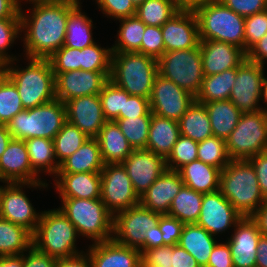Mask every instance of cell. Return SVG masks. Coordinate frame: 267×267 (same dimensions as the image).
<instances>
[{
  "label": "cell",
  "mask_w": 267,
  "mask_h": 267,
  "mask_svg": "<svg viewBox=\"0 0 267 267\" xmlns=\"http://www.w3.org/2000/svg\"><path fill=\"white\" fill-rule=\"evenodd\" d=\"M172 267H200L195 258L180 245L171 246Z\"/></svg>",
  "instance_id": "6125c7cd"
},
{
  "label": "cell",
  "mask_w": 267,
  "mask_h": 267,
  "mask_svg": "<svg viewBox=\"0 0 267 267\" xmlns=\"http://www.w3.org/2000/svg\"><path fill=\"white\" fill-rule=\"evenodd\" d=\"M203 200V194L183 185L174 197L167 215L177 218L184 224L196 223Z\"/></svg>",
  "instance_id": "74e56055"
},
{
  "label": "cell",
  "mask_w": 267,
  "mask_h": 267,
  "mask_svg": "<svg viewBox=\"0 0 267 267\" xmlns=\"http://www.w3.org/2000/svg\"><path fill=\"white\" fill-rule=\"evenodd\" d=\"M220 2L244 18L267 10V0H220Z\"/></svg>",
  "instance_id": "6f0895ef"
},
{
  "label": "cell",
  "mask_w": 267,
  "mask_h": 267,
  "mask_svg": "<svg viewBox=\"0 0 267 267\" xmlns=\"http://www.w3.org/2000/svg\"><path fill=\"white\" fill-rule=\"evenodd\" d=\"M92 267H141V252L138 249L123 246L113 239L93 243L86 251Z\"/></svg>",
  "instance_id": "d4e9b609"
},
{
  "label": "cell",
  "mask_w": 267,
  "mask_h": 267,
  "mask_svg": "<svg viewBox=\"0 0 267 267\" xmlns=\"http://www.w3.org/2000/svg\"><path fill=\"white\" fill-rule=\"evenodd\" d=\"M179 10L177 0H145L136 8V16L148 26L161 27Z\"/></svg>",
  "instance_id": "ab89813d"
},
{
  "label": "cell",
  "mask_w": 267,
  "mask_h": 267,
  "mask_svg": "<svg viewBox=\"0 0 267 267\" xmlns=\"http://www.w3.org/2000/svg\"><path fill=\"white\" fill-rule=\"evenodd\" d=\"M164 52L165 47L161 27L146 25L141 42L140 53L149 55L158 60Z\"/></svg>",
  "instance_id": "816d5d0a"
},
{
  "label": "cell",
  "mask_w": 267,
  "mask_h": 267,
  "mask_svg": "<svg viewBox=\"0 0 267 267\" xmlns=\"http://www.w3.org/2000/svg\"><path fill=\"white\" fill-rule=\"evenodd\" d=\"M78 4L68 15L64 46L83 49L94 43L92 38L93 21L81 12Z\"/></svg>",
  "instance_id": "e575fe53"
},
{
  "label": "cell",
  "mask_w": 267,
  "mask_h": 267,
  "mask_svg": "<svg viewBox=\"0 0 267 267\" xmlns=\"http://www.w3.org/2000/svg\"><path fill=\"white\" fill-rule=\"evenodd\" d=\"M225 142L231 160H248L267 151V114L262 110L242 113Z\"/></svg>",
  "instance_id": "30bf717a"
},
{
  "label": "cell",
  "mask_w": 267,
  "mask_h": 267,
  "mask_svg": "<svg viewBox=\"0 0 267 267\" xmlns=\"http://www.w3.org/2000/svg\"><path fill=\"white\" fill-rule=\"evenodd\" d=\"M0 267H24L23 254L0 256Z\"/></svg>",
  "instance_id": "8c879c8a"
},
{
  "label": "cell",
  "mask_w": 267,
  "mask_h": 267,
  "mask_svg": "<svg viewBox=\"0 0 267 267\" xmlns=\"http://www.w3.org/2000/svg\"><path fill=\"white\" fill-rule=\"evenodd\" d=\"M121 164L138 197L142 196L167 169L166 160L162 156L146 149L133 150Z\"/></svg>",
  "instance_id": "ac0fdd59"
},
{
  "label": "cell",
  "mask_w": 267,
  "mask_h": 267,
  "mask_svg": "<svg viewBox=\"0 0 267 267\" xmlns=\"http://www.w3.org/2000/svg\"><path fill=\"white\" fill-rule=\"evenodd\" d=\"M184 185L180 174L176 170L166 169L159 178L139 197V203L146 209L168 214L174 197Z\"/></svg>",
  "instance_id": "cb8c5ba5"
},
{
  "label": "cell",
  "mask_w": 267,
  "mask_h": 267,
  "mask_svg": "<svg viewBox=\"0 0 267 267\" xmlns=\"http://www.w3.org/2000/svg\"><path fill=\"white\" fill-rule=\"evenodd\" d=\"M103 115L107 121H115L120 112H124L125 90L118 87L110 79L99 93Z\"/></svg>",
  "instance_id": "f6af8a7d"
},
{
  "label": "cell",
  "mask_w": 267,
  "mask_h": 267,
  "mask_svg": "<svg viewBox=\"0 0 267 267\" xmlns=\"http://www.w3.org/2000/svg\"><path fill=\"white\" fill-rule=\"evenodd\" d=\"M66 121L65 103L55 99L34 108L24 109L6 125L13 139L40 137L53 140Z\"/></svg>",
  "instance_id": "52a82bcc"
},
{
  "label": "cell",
  "mask_w": 267,
  "mask_h": 267,
  "mask_svg": "<svg viewBox=\"0 0 267 267\" xmlns=\"http://www.w3.org/2000/svg\"><path fill=\"white\" fill-rule=\"evenodd\" d=\"M26 252L23 253L24 267H56L57 258L40 252L33 245Z\"/></svg>",
  "instance_id": "91938a15"
},
{
  "label": "cell",
  "mask_w": 267,
  "mask_h": 267,
  "mask_svg": "<svg viewBox=\"0 0 267 267\" xmlns=\"http://www.w3.org/2000/svg\"><path fill=\"white\" fill-rule=\"evenodd\" d=\"M158 74L196 97L204 77L200 46L164 52L158 59Z\"/></svg>",
  "instance_id": "9c48e42d"
},
{
  "label": "cell",
  "mask_w": 267,
  "mask_h": 267,
  "mask_svg": "<svg viewBox=\"0 0 267 267\" xmlns=\"http://www.w3.org/2000/svg\"><path fill=\"white\" fill-rule=\"evenodd\" d=\"M121 22L112 52H139L146 24L136 15L119 19Z\"/></svg>",
  "instance_id": "f35d334b"
},
{
  "label": "cell",
  "mask_w": 267,
  "mask_h": 267,
  "mask_svg": "<svg viewBox=\"0 0 267 267\" xmlns=\"http://www.w3.org/2000/svg\"><path fill=\"white\" fill-rule=\"evenodd\" d=\"M264 66L245 59L238 67L229 100L242 112L253 113L261 110L259 101L265 79Z\"/></svg>",
  "instance_id": "5bb4252c"
},
{
  "label": "cell",
  "mask_w": 267,
  "mask_h": 267,
  "mask_svg": "<svg viewBox=\"0 0 267 267\" xmlns=\"http://www.w3.org/2000/svg\"><path fill=\"white\" fill-rule=\"evenodd\" d=\"M0 182H46L32 169L24 140L12 139L0 157Z\"/></svg>",
  "instance_id": "ffe728a7"
},
{
  "label": "cell",
  "mask_w": 267,
  "mask_h": 267,
  "mask_svg": "<svg viewBox=\"0 0 267 267\" xmlns=\"http://www.w3.org/2000/svg\"><path fill=\"white\" fill-rule=\"evenodd\" d=\"M243 216L222 195L221 191L203 194L201 211L196 222L211 235L217 236L234 228Z\"/></svg>",
  "instance_id": "e0dca14e"
},
{
  "label": "cell",
  "mask_w": 267,
  "mask_h": 267,
  "mask_svg": "<svg viewBox=\"0 0 267 267\" xmlns=\"http://www.w3.org/2000/svg\"><path fill=\"white\" fill-rule=\"evenodd\" d=\"M214 237L196 223L185 224L178 245L188 251L200 267H206L217 243Z\"/></svg>",
  "instance_id": "4dcf8cb0"
},
{
  "label": "cell",
  "mask_w": 267,
  "mask_h": 267,
  "mask_svg": "<svg viewBox=\"0 0 267 267\" xmlns=\"http://www.w3.org/2000/svg\"><path fill=\"white\" fill-rule=\"evenodd\" d=\"M96 3L107 18L111 17L116 21L136 15V7L131 0H96Z\"/></svg>",
  "instance_id": "f5cc1de1"
},
{
  "label": "cell",
  "mask_w": 267,
  "mask_h": 267,
  "mask_svg": "<svg viewBox=\"0 0 267 267\" xmlns=\"http://www.w3.org/2000/svg\"><path fill=\"white\" fill-rule=\"evenodd\" d=\"M180 135L201 142L213 136L210 119L204 104L196 100L179 119Z\"/></svg>",
  "instance_id": "d6a6232c"
},
{
  "label": "cell",
  "mask_w": 267,
  "mask_h": 267,
  "mask_svg": "<svg viewBox=\"0 0 267 267\" xmlns=\"http://www.w3.org/2000/svg\"><path fill=\"white\" fill-rule=\"evenodd\" d=\"M107 48H102L99 44L94 43L80 49L81 70L111 71L112 49Z\"/></svg>",
  "instance_id": "bcb514c9"
},
{
  "label": "cell",
  "mask_w": 267,
  "mask_h": 267,
  "mask_svg": "<svg viewBox=\"0 0 267 267\" xmlns=\"http://www.w3.org/2000/svg\"><path fill=\"white\" fill-rule=\"evenodd\" d=\"M257 247L255 267H267V237L261 236Z\"/></svg>",
  "instance_id": "89a4df30"
},
{
  "label": "cell",
  "mask_w": 267,
  "mask_h": 267,
  "mask_svg": "<svg viewBox=\"0 0 267 267\" xmlns=\"http://www.w3.org/2000/svg\"><path fill=\"white\" fill-rule=\"evenodd\" d=\"M141 267H172L171 245L144 250L141 253Z\"/></svg>",
  "instance_id": "db71d44e"
},
{
  "label": "cell",
  "mask_w": 267,
  "mask_h": 267,
  "mask_svg": "<svg viewBox=\"0 0 267 267\" xmlns=\"http://www.w3.org/2000/svg\"><path fill=\"white\" fill-rule=\"evenodd\" d=\"M261 233L251 217H243L234 227V233L227 238L234 267H255L257 246Z\"/></svg>",
  "instance_id": "7402d4cb"
},
{
  "label": "cell",
  "mask_w": 267,
  "mask_h": 267,
  "mask_svg": "<svg viewBox=\"0 0 267 267\" xmlns=\"http://www.w3.org/2000/svg\"><path fill=\"white\" fill-rule=\"evenodd\" d=\"M165 52L199 46V30L193 11L180 9L161 26Z\"/></svg>",
  "instance_id": "d6986e66"
},
{
  "label": "cell",
  "mask_w": 267,
  "mask_h": 267,
  "mask_svg": "<svg viewBox=\"0 0 267 267\" xmlns=\"http://www.w3.org/2000/svg\"><path fill=\"white\" fill-rule=\"evenodd\" d=\"M111 71L74 70L54 73L56 99L66 103L76 97L99 95Z\"/></svg>",
  "instance_id": "2e32d148"
},
{
  "label": "cell",
  "mask_w": 267,
  "mask_h": 267,
  "mask_svg": "<svg viewBox=\"0 0 267 267\" xmlns=\"http://www.w3.org/2000/svg\"><path fill=\"white\" fill-rule=\"evenodd\" d=\"M67 121L90 138H95L107 122L99 95L81 96L65 103Z\"/></svg>",
  "instance_id": "44dd1931"
},
{
  "label": "cell",
  "mask_w": 267,
  "mask_h": 267,
  "mask_svg": "<svg viewBox=\"0 0 267 267\" xmlns=\"http://www.w3.org/2000/svg\"><path fill=\"white\" fill-rule=\"evenodd\" d=\"M158 60L139 52H112L109 79L129 95L150 98Z\"/></svg>",
  "instance_id": "277c9868"
},
{
  "label": "cell",
  "mask_w": 267,
  "mask_h": 267,
  "mask_svg": "<svg viewBox=\"0 0 267 267\" xmlns=\"http://www.w3.org/2000/svg\"><path fill=\"white\" fill-rule=\"evenodd\" d=\"M56 267H92V262L88 252H82L71 257L59 258Z\"/></svg>",
  "instance_id": "e7e4bbea"
},
{
  "label": "cell",
  "mask_w": 267,
  "mask_h": 267,
  "mask_svg": "<svg viewBox=\"0 0 267 267\" xmlns=\"http://www.w3.org/2000/svg\"><path fill=\"white\" fill-rule=\"evenodd\" d=\"M160 213L140 203L114 215L113 240L123 246L144 251V233L158 225Z\"/></svg>",
  "instance_id": "8fae6325"
},
{
  "label": "cell",
  "mask_w": 267,
  "mask_h": 267,
  "mask_svg": "<svg viewBox=\"0 0 267 267\" xmlns=\"http://www.w3.org/2000/svg\"><path fill=\"white\" fill-rule=\"evenodd\" d=\"M24 142L32 169L37 174L45 172L55 177L60 165L55 157L53 140L38 137L24 140Z\"/></svg>",
  "instance_id": "836d02e7"
},
{
  "label": "cell",
  "mask_w": 267,
  "mask_h": 267,
  "mask_svg": "<svg viewBox=\"0 0 267 267\" xmlns=\"http://www.w3.org/2000/svg\"><path fill=\"white\" fill-rule=\"evenodd\" d=\"M21 18L17 0H0V19Z\"/></svg>",
  "instance_id": "003e7915"
},
{
  "label": "cell",
  "mask_w": 267,
  "mask_h": 267,
  "mask_svg": "<svg viewBox=\"0 0 267 267\" xmlns=\"http://www.w3.org/2000/svg\"><path fill=\"white\" fill-rule=\"evenodd\" d=\"M196 15L200 40L223 41L245 52V18L220 1L202 5L193 11Z\"/></svg>",
  "instance_id": "ba28073f"
},
{
  "label": "cell",
  "mask_w": 267,
  "mask_h": 267,
  "mask_svg": "<svg viewBox=\"0 0 267 267\" xmlns=\"http://www.w3.org/2000/svg\"><path fill=\"white\" fill-rule=\"evenodd\" d=\"M248 161L255 169L261 193L267 200V151L254 155Z\"/></svg>",
  "instance_id": "94428289"
},
{
  "label": "cell",
  "mask_w": 267,
  "mask_h": 267,
  "mask_svg": "<svg viewBox=\"0 0 267 267\" xmlns=\"http://www.w3.org/2000/svg\"><path fill=\"white\" fill-rule=\"evenodd\" d=\"M100 173V199L113 215L139 204V197L121 163L104 164Z\"/></svg>",
  "instance_id": "4fadbf2b"
},
{
  "label": "cell",
  "mask_w": 267,
  "mask_h": 267,
  "mask_svg": "<svg viewBox=\"0 0 267 267\" xmlns=\"http://www.w3.org/2000/svg\"><path fill=\"white\" fill-rule=\"evenodd\" d=\"M206 267H234L228 243H216Z\"/></svg>",
  "instance_id": "680465c9"
},
{
  "label": "cell",
  "mask_w": 267,
  "mask_h": 267,
  "mask_svg": "<svg viewBox=\"0 0 267 267\" xmlns=\"http://www.w3.org/2000/svg\"><path fill=\"white\" fill-rule=\"evenodd\" d=\"M78 4L47 3L20 10L24 52L27 58L48 59L64 46L69 13Z\"/></svg>",
  "instance_id": "6da1fadb"
},
{
  "label": "cell",
  "mask_w": 267,
  "mask_h": 267,
  "mask_svg": "<svg viewBox=\"0 0 267 267\" xmlns=\"http://www.w3.org/2000/svg\"><path fill=\"white\" fill-rule=\"evenodd\" d=\"M115 122L134 150L146 149L151 116L118 118Z\"/></svg>",
  "instance_id": "b9f144b4"
},
{
  "label": "cell",
  "mask_w": 267,
  "mask_h": 267,
  "mask_svg": "<svg viewBox=\"0 0 267 267\" xmlns=\"http://www.w3.org/2000/svg\"><path fill=\"white\" fill-rule=\"evenodd\" d=\"M58 209L73 223L79 236L90 238L93 243L113 238L114 215L98 199L60 198Z\"/></svg>",
  "instance_id": "5b68a950"
},
{
  "label": "cell",
  "mask_w": 267,
  "mask_h": 267,
  "mask_svg": "<svg viewBox=\"0 0 267 267\" xmlns=\"http://www.w3.org/2000/svg\"><path fill=\"white\" fill-rule=\"evenodd\" d=\"M177 171L184 185L196 192L207 194L220 189L221 169L208 165L198 159L183 165Z\"/></svg>",
  "instance_id": "f1b7e54d"
},
{
  "label": "cell",
  "mask_w": 267,
  "mask_h": 267,
  "mask_svg": "<svg viewBox=\"0 0 267 267\" xmlns=\"http://www.w3.org/2000/svg\"><path fill=\"white\" fill-rule=\"evenodd\" d=\"M54 185L60 198L98 199L101 196V173H57Z\"/></svg>",
  "instance_id": "484cf974"
},
{
  "label": "cell",
  "mask_w": 267,
  "mask_h": 267,
  "mask_svg": "<svg viewBox=\"0 0 267 267\" xmlns=\"http://www.w3.org/2000/svg\"><path fill=\"white\" fill-rule=\"evenodd\" d=\"M79 237L73 223L58 209L41 211L40 221L32 234V245L42 253L59 258L84 251L76 248Z\"/></svg>",
  "instance_id": "8992f818"
},
{
  "label": "cell",
  "mask_w": 267,
  "mask_h": 267,
  "mask_svg": "<svg viewBox=\"0 0 267 267\" xmlns=\"http://www.w3.org/2000/svg\"><path fill=\"white\" fill-rule=\"evenodd\" d=\"M237 68L203 77L201 89L196 96L199 103L228 100L236 79Z\"/></svg>",
  "instance_id": "8d00e7d4"
},
{
  "label": "cell",
  "mask_w": 267,
  "mask_h": 267,
  "mask_svg": "<svg viewBox=\"0 0 267 267\" xmlns=\"http://www.w3.org/2000/svg\"><path fill=\"white\" fill-rule=\"evenodd\" d=\"M27 59L26 68L11 66L15 64L13 61L0 67V71L16 86L24 109L34 108L56 99L55 75L49 59Z\"/></svg>",
  "instance_id": "7a4b0ae2"
},
{
  "label": "cell",
  "mask_w": 267,
  "mask_h": 267,
  "mask_svg": "<svg viewBox=\"0 0 267 267\" xmlns=\"http://www.w3.org/2000/svg\"><path fill=\"white\" fill-rule=\"evenodd\" d=\"M179 136L180 130L177 121L152 113L146 150L152 151L166 160Z\"/></svg>",
  "instance_id": "4316f807"
},
{
  "label": "cell",
  "mask_w": 267,
  "mask_h": 267,
  "mask_svg": "<svg viewBox=\"0 0 267 267\" xmlns=\"http://www.w3.org/2000/svg\"><path fill=\"white\" fill-rule=\"evenodd\" d=\"M21 33V18L0 19V67L10 61L18 60L17 57L11 56L6 51L22 35Z\"/></svg>",
  "instance_id": "c3c4849f"
},
{
  "label": "cell",
  "mask_w": 267,
  "mask_h": 267,
  "mask_svg": "<svg viewBox=\"0 0 267 267\" xmlns=\"http://www.w3.org/2000/svg\"><path fill=\"white\" fill-rule=\"evenodd\" d=\"M150 102L148 98L136 95H129L125 91L124 112H120L119 118H133L151 116Z\"/></svg>",
  "instance_id": "9f6ffc18"
},
{
  "label": "cell",
  "mask_w": 267,
  "mask_h": 267,
  "mask_svg": "<svg viewBox=\"0 0 267 267\" xmlns=\"http://www.w3.org/2000/svg\"><path fill=\"white\" fill-rule=\"evenodd\" d=\"M202 104L207 109L213 136L226 140L238 124L242 112L229 99Z\"/></svg>",
  "instance_id": "1f68e13d"
},
{
  "label": "cell",
  "mask_w": 267,
  "mask_h": 267,
  "mask_svg": "<svg viewBox=\"0 0 267 267\" xmlns=\"http://www.w3.org/2000/svg\"><path fill=\"white\" fill-rule=\"evenodd\" d=\"M144 237V250L163 246L162 232L158 225L146 230Z\"/></svg>",
  "instance_id": "03108f58"
},
{
  "label": "cell",
  "mask_w": 267,
  "mask_h": 267,
  "mask_svg": "<svg viewBox=\"0 0 267 267\" xmlns=\"http://www.w3.org/2000/svg\"><path fill=\"white\" fill-rule=\"evenodd\" d=\"M104 162L96 138H88L80 148L66 158L57 173L101 172Z\"/></svg>",
  "instance_id": "f546056e"
},
{
  "label": "cell",
  "mask_w": 267,
  "mask_h": 267,
  "mask_svg": "<svg viewBox=\"0 0 267 267\" xmlns=\"http://www.w3.org/2000/svg\"><path fill=\"white\" fill-rule=\"evenodd\" d=\"M12 136L8 131L6 124H0V157L6 150L9 142L12 140Z\"/></svg>",
  "instance_id": "753ad0ef"
},
{
  "label": "cell",
  "mask_w": 267,
  "mask_h": 267,
  "mask_svg": "<svg viewBox=\"0 0 267 267\" xmlns=\"http://www.w3.org/2000/svg\"><path fill=\"white\" fill-rule=\"evenodd\" d=\"M48 59L54 73L81 70L80 49L62 46Z\"/></svg>",
  "instance_id": "681fc988"
},
{
  "label": "cell",
  "mask_w": 267,
  "mask_h": 267,
  "mask_svg": "<svg viewBox=\"0 0 267 267\" xmlns=\"http://www.w3.org/2000/svg\"><path fill=\"white\" fill-rule=\"evenodd\" d=\"M246 59L264 66L267 60V33L246 53Z\"/></svg>",
  "instance_id": "be15d7a7"
},
{
  "label": "cell",
  "mask_w": 267,
  "mask_h": 267,
  "mask_svg": "<svg viewBox=\"0 0 267 267\" xmlns=\"http://www.w3.org/2000/svg\"><path fill=\"white\" fill-rule=\"evenodd\" d=\"M199 46L204 76L237 68L246 59L242 49L223 41L200 40Z\"/></svg>",
  "instance_id": "603a6c76"
},
{
  "label": "cell",
  "mask_w": 267,
  "mask_h": 267,
  "mask_svg": "<svg viewBox=\"0 0 267 267\" xmlns=\"http://www.w3.org/2000/svg\"><path fill=\"white\" fill-rule=\"evenodd\" d=\"M219 190L243 217H251L266 201L248 160H231L221 170Z\"/></svg>",
  "instance_id": "3957f363"
},
{
  "label": "cell",
  "mask_w": 267,
  "mask_h": 267,
  "mask_svg": "<svg viewBox=\"0 0 267 267\" xmlns=\"http://www.w3.org/2000/svg\"><path fill=\"white\" fill-rule=\"evenodd\" d=\"M184 223L167 214L160 215L158 226L162 232L163 245H176L179 243Z\"/></svg>",
  "instance_id": "11a10c76"
},
{
  "label": "cell",
  "mask_w": 267,
  "mask_h": 267,
  "mask_svg": "<svg viewBox=\"0 0 267 267\" xmlns=\"http://www.w3.org/2000/svg\"><path fill=\"white\" fill-rule=\"evenodd\" d=\"M90 138L75 125L66 121L53 138L55 157L60 165L66 158L76 152Z\"/></svg>",
  "instance_id": "60d3db41"
},
{
  "label": "cell",
  "mask_w": 267,
  "mask_h": 267,
  "mask_svg": "<svg viewBox=\"0 0 267 267\" xmlns=\"http://www.w3.org/2000/svg\"><path fill=\"white\" fill-rule=\"evenodd\" d=\"M22 1L23 0H17L20 10L22 9V7H21ZM28 1L30 4H33V5H35V4H47V3L82 4V3H80L79 0H26V2H28Z\"/></svg>",
  "instance_id": "34e18365"
},
{
  "label": "cell",
  "mask_w": 267,
  "mask_h": 267,
  "mask_svg": "<svg viewBox=\"0 0 267 267\" xmlns=\"http://www.w3.org/2000/svg\"><path fill=\"white\" fill-rule=\"evenodd\" d=\"M2 192H3V186L0 185V214H1Z\"/></svg>",
  "instance_id": "b9fcfbb0"
},
{
  "label": "cell",
  "mask_w": 267,
  "mask_h": 267,
  "mask_svg": "<svg viewBox=\"0 0 267 267\" xmlns=\"http://www.w3.org/2000/svg\"><path fill=\"white\" fill-rule=\"evenodd\" d=\"M195 100L196 97L191 93L159 74L154 80L149 98L153 114L177 122Z\"/></svg>",
  "instance_id": "9a60e30c"
},
{
  "label": "cell",
  "mask_w": 267,
  "mask_h": 267,
  "mask_svg": "<svg viewBox=\"0 0 267 267\" xmlns=\"http://www.w3.org/2000/svg\"><path fill=\"white\" fill-rule=\"evenodd\" d=\"M256 222L262 236L267 237V200L251 216Z\"/></svg>",
  "instance_id": "a7ac6f4b"
},
{
  "label": "cell",
  "mask_w": 267,
  "mask_h": 267,
  "mask_svg": "<svg viewBox=\"0 0 267 267\" xmlns=\"http://www.w3.org/2000/svg\"><path fill=\"white\" fill-rule=\"evenodd\" d=\"M48 188L47 182L6 183L3 186L0 217L14 224L21 225L32 234L36 231L41 212L37 213L23 187Z\"/></svg>",
  "instance_id": "7c38bea8"
},
{
  "label": "cell",
  "mask_w": 267,
  "mask_h": 267,
  "mask_svg": "<svg viewBox=\"0 0 267 267\" xmlns=\"http://www.w3.org/2000/svg\"><path fill=\"white\" fill-rule=\"evenodd\" d=\"M32 246V233L0 217V256L21 255Z\"/></svg>",
  "instance_id": "d590c367"
},
{
  "label": "cell",
  "mask_w": 267,
  "mask_h": 267,
  "mask_svg": "<svg viewBox=\"0 0 267 267\" xmlns=\"http://www.w3.org/2000/svg\"><path fill=\"white\" fill-rule=\"evenodd\" d=\"M220 0H177L179 9L194 11L196 8L207 5L214 2H219Z\"/></svg>",
  "instance_id": "2644e50d"
},
{
  "label": "cell",
  "mask_w": 267,
  "mask_h": 267,
  "mask_svg": "<svg viewBox=\"0 0 267 267\" xmlns=\"http://www.w3.org/2000/svg\"><path fill=\"white\" fill-rule=\"evenodd\" d=\"M261 101L265 104L266 108L261 107V110L264 111L267 114V77H265L262 85V96H261Z\"/></svg>",
  "instance_id": "11e5206c"
},
{
  "label": "cell",
  "mask_w": 267,
  "mask_h": 267,
  "mask_svg": "<svg viewBox=\"0 0 267 267\" xmlns=\"http://www.w3.org/2000/svg\"><path fill=\"white\" fill-rule=\"evenodd\" d=\"M95 138L104 164L122 163L134 150L115 121H107Z\"/></svg>",
  "instance_id": "83f0119b"
},
{
  "label": "cell",
  "mask_w": 267,
  "mask_h": 267,
  "mask_svg": "<svg viewBox=\"0 0 267 267\" xmlns=\"http://www.w3.org/2000/svg\"><path fill=\"white\" fill-rule=\"evenodd\" d=\"M134 6L137 8L141 3H143L145 0H131Z\"/></svg>",
  "instance_id": "2a66077c"
},
{
  "label": "cell",
  "mask_w": 267,
  "mask_h": 267,
  "mask_svg": "<svg viewBox=\"0 0 267 267\" xmlns=\"http://www.w3.org/2000/svg\"><path fill=\"white\" fill-rule=\"evenodd\" d=\"M198 160L221 170L231 161L225 139L211 136L198 142Z\"/></svg>",
  "instance_id": "7bdbcfd3"
},
{
  "label": "cell",
  "mask_w": 267,
  "mask_h": 267,
  "mask_svg": "<svg viewBox=\"0 0 267 267\" xmlns=\"http://www.w3.org/2000/svg\"><path fill=\"white\" fill-rule=\"evenodd\" d=\"M197 149L198 142L180 135L171 154L166 159V168L177 171L183 165L197 160Z\"/></svg>",
  "instance_id": "7dc6e473"
},
{
  "label": "cell",
  "mask_w": 267,
  "mask_h": 267,
  "mask_svg": "<svg viewBox=\"0 0 267 267\" xmlns=\"http://www.w3.org/2000/svg\"><path fill=\"white\" fill-rule=\"evenodd\" d=\"M24 110L16 86L0 71V124Z\"/></svg>",
  "instance_id": "ee69618b"
},
{
  "label": "cell",
  "mask_w": 267,
  "mask_h": 267,
  "mask_svg": "<svg viewBox=\"0 0 267 267\" xmlns=\"http://www.w3.org/2000/svg\"><path fill=\"white\" fill-rule=\"evenodd\" d=\"M267 33V10L245 18V53Z\"/></svg>",
  "instance_id": "f907efd6"
}]
</instances>
